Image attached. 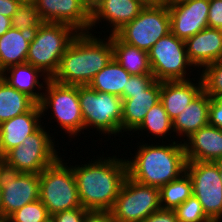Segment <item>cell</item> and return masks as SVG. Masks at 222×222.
<instances>
[{
  "label": "cell",
  "mask_w": 222,
  "mask_h": 222,
  "mask_svg": "<svg viewBox=\"0 0 222 222\" xmlns=\"http://www.w3.org/2000/svg\"><path fill=\"white\" fill-rule=\"evenodd\" d=\"M72 169L81 206L87 210H111L127 177L126 159L102 156Z\"/></svg>",
  "instance_id": "6da1fadb"
},
{
  "label": "cell",
  "mask_w": 222,
  "mask_h": 222,
  "mask_svg": "<svg viewBox=\"0 0 222 222\" xmlns=\"http://www.w3.org/2000/svg\"><path fill=\"white\" fill-rule=\"evenodd\" d=\"M112 58L110 37L100 39L90 32L79 33L61 57L58 70L51 79L63 85H88Z\"/></svg>",
  "instance_id": "7a4b0ae2"
},
{
  "label": "cell",
  "mask_w": 222,
  "mask_h": 222,
  "mask_svg": "<svg viewBox=\"0 0 222 222\" xmlns=\"http://www.w3.org/2000/svg\"><path fill=\"white\" fill-rule=\"evenodd\" d=\"M141 144L134 157L126 159L127 176L147 186L161 188L186 172V154L182 141L167 145ZM133 158V159H132Z\"/></svg>",
  "instance_id": "3957f363"
},
{
  "label": "cell",
  "mask_w": 222,
  "mask_h": 222,
  "mask_svg": "<svg viewBox=\"0 0 222 222\" xmlns=\"http://www.w3.org/2000/svg\"><path fill=\"white\" fill-rule=\"evenodd\" d=\"M78 34L69 25L43 22L31 36L26 63L39 68L51 79L58 70L61 57Z\"/></svg>",
  "instance_id": "277c9868"
},
{
  "label": "cell",
  "mask_w": 222,
  "mask_h": 222,
  "mask_svg": "<svg viewBox=\"0 0 222 222\" xmlns=\"http://www.w3.org/2000/svg\"><path fill=\"white\" fill-rule=\"evenodd\" d=\"M62 157L40 173L39 200L47 208L50 216L82 207L72 166L63 163Z\"/></svg>",
  "instance_id": "5b68a950"
},
{
  "label": "cell",
  "mask_w": 222,
  "mask_h": 222,
  "mask_svg": "<svg viewBox=\"0 0 222 222\" xmlns=\"http://www.w3.org/2000/svg\"><path fill=\"white\" fill-rule=\"evenodd\" d=\"M78 96L85 130L91 127L108 136L123 133L119 96L96 91L88 85L78 86Z\"/></svg>",
  "instance_id": "8992f818"
},
{
  "label": "cell",
  "mask_w": 222,
  "mask_h": 222,
  "mask_svg": "<svg viewBox=\"0 0 222 222\" xmlns=\"http://www.w3.org/2000/svg\"><path fill=\"white\" fill-rule=\"evenodd\" d=\"M45 91L39 103L42 115L52 109L53 118L69 135L74 136L84 130V122L79 104L78 86L59 84L52 79L46 81Z\"/></svg>",
  "instance_id": "52a82bcc"
},
{
  "label": "cell",
  "mask_w": 222,
  "mask_h": 222,
  "mask_svg": "<svg viewBox=\"0 0 222 222\" xmlns=\"http://www.w3.org/2000/svg\"><path fill=\"white\" fill-rule=\"evenodd\" d=\"M170 32L169 9L162 3L144 7L138 16L115 34L123 42L148 52L160 38Z\"/></svg>",
  "instance_id": "ba28073f"
},
{
  "label": "cell",
  "mask_w": 222,
  "mask_h": 222,
  "mask_svg": "<svg viewBox=\"0 0 222 222\" xmlns=\"http://www.w3.org/2000/svg\"><path fill=\"white\" fill-rule=\"evenodd\" d=\"M160 209V189L127 176L111 213L115 222H142Z\"/></svg>",
  "instance_id": "9c48e42d"
},
{
  "label": "cell",
  "mask_w": 222,
  "mask_h": 222,
  "mask_svg": "<svg viewBox=\"0 0 222 222\" xmlns=\"http://www.w3.org/2000/svg\"><path fill=\"white\" fill-rule=\"evenodd\" d=\"M152 74L157 81H185L186 74L193 67L186 53L184 40L172 32L160 38L148 51ZM188 69V70H187Z\"/></svg>",
  "instance_id": "30bf717a"
},
{
  "label": "cell",
  "mask_w": 222,
  "mask_h": 222,
  "mask_svg": "<svg viewBox=\"0 0 222 222\" xmlns=\"http://www.w3.org/2000/svg\"><path fill=\"white\" fill-rule=\"evenodd\" d=\"M45 127L41 126L28 136L22 144L5 154V161L22 173L40 174L59 157L52 139Z\"/></svg>",
  "instance_id": "8fae6325"
},
{
  "label": "cell",
  "mask_w": 222,
  "mask_h": 222,
  "mask_svg": "<svg viewBox=\"0 0 222 222\" xmlns=\"http://www.w3.org/2000/svg\"><path fill=\"white\" fill-rule=\"evenodd\" d=\"M186 172L192 181V192L212 222L222 219V182L218 161H187Z\"/></svg>",
  "instance_id": "7c38bea8"
},
{
  "label": "cell",
  "mask_w": 222,
  "mask_h": 222,
  "mask_svg": "<svg viewBox=\"0 0 222 222\" xmlns=\"http://www.w3.org/2000/svg\"><path fill=\"white\" fill-rule=\"evenodd\" d=\"M3 216L8 218L40 197V174L22 173L6 161L0 164Z\"/></svg>",
  "instance_id": "4fadbf2b"
},
{
  "label": "cell",
  "mask_w": 222,
  "mask_h": 222,
  "mask_svg": "<svg viewBox=\"0 0 222 222\" xmlns=\"http://www.w3.org/2000/svg\"><path fill=\"white\" fill-rule=\"evenodd\" d=\"M34 5L43 22L66 24L79 33L90 30L91 11L81 0H35Z\"/></svg>",
  "instance_id": "5bb4252c"
},
{
  "label": "cell",
  "mask_w": 222,
  "mask_h": 222,
  "mask_svg": "<svg viewBox=\"0 0 222 222\" xmlns=\"http://www.w3.org/2000/svg\"><path fill=\"white\" fill-rule=\"evenodd\" d=\"M171 32L181 40H187L208 28L209 0H189L167 5Z\"/></svg>",
  "instance_id": "9a60e30c"
},
{
  "label": "cell",
  "mask_w": 222,
  "mask_h": 222,
  "mask_svg": "<svg viewBox=\"0 0 222 222\" xmlns=\"http://www.w3.org/2000/svg\"><path fill=\"white\" fill-rule=\"evenodd\" d=\"M144 7L137 0H100L91 10L89 32L92 27L94 28L96 24L105 20L112 27L109 35L115 34L138 16Z\"/></svg>",
  "instance_id": "2e32d148"
},
{
  "label": "cell",
  "mask_w": 222,
  "mask_h": 222,
  "mask_svg": "<svg viewBox=\"0 0 222 222\" xmlns=\"http://www.w3.org/2000/svg\"><path fill=\"white\" fill-rule=\"evenodd\" d=\"M185 42L187 58L193 67L201 69L222 60V32L216 28H205Z\"/></svg>",
  "instance_id": "e0dca14e"
},
{
  "label": "cell",
  "mask_w": 222,
  "mask_h": 222,
  "mask_svg": "<svg viewBox=\"0 0 222 222\" xmlns=\"http://www.w3.org/2000/svg\"><path fill=\"white\" fill-rule=\"evenodd\" d=\"M187 161L222 160V129L207 125L182 140Z\"/></svg>",
  "instance_id": "ac0fdd59"
},
{
  "label": "cell",
  "mask_w": 222,
  "mask_h": 222,
  "mask_svg": "<svg viewBox=\"0 0 222 222\" xmlns=\"http://www.w3.org/2000/svg\"><path fill=\"white\" fill-rule=\"evenodd\" d=\"M42 112L35 104L28 112L20 114L0 124V141L4 154L23 143V141L41 126Z\"/></svg>",
  "instance_id": "d6986e66"
},
{
  "label": "cell",
  "mask_w": 222,
  "mask_h": 222,
  "mask_svg": "<svg viewBox=\"0 0 222 222\" xmlns=\"http://www.w3.org/2000/svg\"><path fill=\"white\" fill-rule=\"evenodd\" d=\"M197 81L198 83H193L190 80L161 82L160 102L172 121L203 90L201 77Z\"/></svg>",
  "instance_id": "ffe728a7"
},
{
  "label": "cell",
  "mask_w": 222,
  "mask_h": 222,
  "mask_svg": "<svg viewBox=\"0 0 222 222\" xmlns=\"http://www.w3.org/2000/svg\"><path fill=\"white\" fill-rule=\"evenodd\" d=\"M161 82L155 81L143 93L122 99V131H134L144 120L147 112L160 102Z\"/></svg>",
  "instance_id": "44dd1931"
},
{
  "label": "cell",
  "mask_w": 222,
  "mask_h": 222,
  "mask_svg": "<svg viewBox=\"0 0 222 222\" xmlns=\"http://www.w3.org/2000/svg\"><path fill=\"white\" fill-rule=\"evenodd\" d=\"M211 97L202 90L182 113L172 121L177 136L189 138L200 128L209 124V107Z\"/></svg>",
  "instance_id": "7402d4cb"
},
{
  "label": "cell",
  "mask_w": 222,
  "mask_h": 222,
  "mask_svg": "<svg viewBox=\"0 0 222 222\" xmlns=\"http://www.w3.org/2000/svg\"><path fill=\"white\" fill-rule=\"evenodd\" d=\"M43 77V82L49 79L39 68H36L28 63L13 65L3 71L2 78L11 86L20 92L27 94L37 104L43 97V92H39L44 87V83H40L38 79ZM38 87V88H37ZM39 89L37 92L36 89ZM36 90V91H35Z\"/></svg>",
  "instance_id": "603a6c76"
},
{
  "label": "cell",
  "mask_w": 222,
  "mask_h": 222,
  "mask_svg": "<svg viewBox=\"0 0 222 222\" xmlns=\"http://www.w3.org/2000/svg\"><path fill=\"white\" fill-rule=\"evenodd\" d=\"M31 36L13 27L0 36V66L3 71L10 66L26 63Z\"/></svg>",
  "instance_id": "cb8c5ba5"
},
{
  "label": "cell",
  "mask_w": 222,
  "mask_h": 222,
  "mask_svg": "<svg viewBox=\"0 0 222 222\" xmlns=\"http://www.w3.org/2000/svg\"><path fill=\"white\" fill-rule=\"evenodd\" d=\"M113 58L130 74H152L148 52L123 42L116 34H111Z\"/></svg>",
  "instance_id": "d4e9b609"
},
{
  "label": "cell",
  "mask_w": 222,
  "mask_h": 222,
  "mask_svg": "<svg viewBox=\"0 0 222 222\" xmlns=\"http://www.w3.org/2000/svg\"><path fill=\"white\" fill-rule=\"evenodd\" d=\"M131 75L114 59L99 71L88 86L96 91L114 94L123 99V89Z\"/></svg>",
  "instance_id": "484cf974"
},
{
  "label": "cell",
  "mask_w": 222,
  "mask_h": 222,
  "mask_svg": "<svg viewBox=\"0 0 222 222\" xmlns=\"http://www.w3.org/2000/svg\"><path fill=\"white\" fill-rule=\"evenodd\" d=\"M36 102L0 78V124L28 112Z\"/></svg>",
  "instance_id": "4316f807"
},
{
  "label": "cell",
  "mask_w": 222,
  "mask_h": 222,
  "mask_svg": "<svg viewBox=\"0 0 222 222\" xmlns=\"http://www.w3.org/2000/svg\"><path fill=\"white\" fill-rule=\"evenodd\" d=\"M192 194V181L188 173L185 172L160 188L161 209L174 210Z\"/></svg>",
  "instance_id": "83f0119b"
},
{
  "label": "cell",
  "mask_w": 222,
  "mask_h": 222,
  "mask_svg": "<svg viewBox=\"0 0 222 222\" xmlns=\"http://www.w3.org/2000/svg\"><path fill=\"white\" fill-rule=\"evenodd\" d=\"M148 131L153 136H156L160 139H164L168 133L171 134L173 131L172 120L169 118V115L165 111L161 102H158L154 105L145 115L142 123L133 131ZM171 131V132H170Z\"/></svg>",
  "instance_id": "f1b7e54d"
},
{
  "label": "cell",
  "mask_w": 222,
  "mask_h": 222,
  "mask_svg": "<svg viewBox=\"0 0 222 222\" xmlns=\"http://www.w3.org/2000/svg\"><path fill=\"white\" fill-rule=\"evenodd\" d=\"M43 23L39 13L32 3H21L11 17V26L21 32L33 34Z\"/></svg>",
  "instance_id": "f546056e"
},
{
  "label": "cell",
  "mask_w": 222,
  "mask_h": 222,
  "mask_svg": "<svg viewBox=\"0 0 222 222\" xmlns=\"http://www.w3.org/2000/svg\"><path fill=\"white\" fill-rule=\"evenodd\" d=\"M205 69V70H204ZM203 90L211 98L222 97V60L206 65L200 74Z\"/></svg>",
  "instance_id": "4dcf8cb0"
},
{
  "label": "cell",
  "mask_w": 222,
  "mask_h": 222,
  "mask_svg": "<svg viewBox=\"0 0 222 222\" xmlns=\"http://www.w3.org/2000/svg\"><path fill=\"white\" fill-rule=\"evenodd\" d=\"M49 218L51 216L47 208L39 199L24 205L8 217L9 222H46Z\"/></svg>",
  "instance_id": "1f68e13d"
},
{
  "label": "cell",
  "mask_w": 222,
  "mask_h": 222,
  "mask_svg": "<svg viewBox=\"0 0 222 222\" xmlns=\"http://www.w3.org/2000/svg\"><path fill=\"white\" fill-rule=\"evenodd\" d=\"M178 222H212L205 214L201 203L193 194L174 209Z\"/></svg>",
  "instance_id": "d6a6232c"
},
{
  "label": "cell",
  "mask_w": 222,
  "mask_h": 222,
  "mask_svg": "<svg viewBox=\"0 0 222 222\" xmlns=\"http://www.w3.org/2000/svg\"><path fill=\"white\" fill-rule=\"evenodd\" d=\"M155 81L153 74L131 75L123 89V98H132V94L143 93Z\"/></svg>",
  "instance_id": "836d02e7"
},
{
  "label": "cell",
  "mask_w": 222,
  "mask_h": 222,
  "mask_svg": "<svg viewBox=\"0 0 222 222\" xmlns=\"http://www.w3.org/2000/svg\"><path fill=\"white\" fill-rule=\"evenodd\" d=\"M87 209L83 207L61 211L51 216L54 222H83Z\"/></svg>",
  "instance_id": "e575fe53"
},
{
  "label": "cell",
  "mask_w": 222,
  "mask_h": 222,
  "mask_svg": "<svg viewBox=\"0 0 222 222\" xmlns=\"http://www.w3.org/2000/svg\"><path fill=\"white\" fill-rule=\"evenodd\" d=\"M208 27L222 28V0H209Z\"/></svg>",
  "instance_id": "d590c367"
},
{
  "label": "cell",
  "mask_w": 222,
  "mask_h": 222,
  "mask_svg": "<svg viewBox=\"0 0 222 222\" xmlns=\"http://www.w3.org/2000/svg\"><path fill=\"white\" fill-rule=\"evenodd\" d=\"M209 125L222 129V97L211 98L209 107Z\"/></svg>",
  "instance_id": "8d00e7d4"
},
{
  "label": "cell",
  "mask_w": 222,
  "mask_h": 222,
  "mask_svg": "<svg viewBox=\"0 0 222 222\" xmlns=\"http://www.w3.org/2000/svg\"><path fill=\"white\" fill-rule=\"evenodd\" d=\"M83 222H115L111 210H87Z\"/></svg>",
  "instance_id": "74e56055"
},
{
  "label": "cell",
  "mask_w": 222,
  "mask_h": 222,
  "mask_svg": "<svg viewBox=\"0 0 222 222\" xmlns=\"http://www.w3.org/2000/svg\"><path fill=\"white\" fill-rule=\"evenodd\" d=\"M142 222H178L174 210L160 209Z\"/></svg>",
  "instance_id": "f35d334b"
},
{
  "label": "cell",
  "mask_w": 222,
  "mask_h": 222,
  "mask_svg": "<svg viewBox=\"0 0 222 222\" xmlns=\"http://www.w3.org/2000/svg\"><path fill=\"white\" fill-rule=\"evenodd\" d=\"M20 4L18 0H0V14L11 18Z\"/></svg>",
  "instance_id": "ab89813d"
},
{
  "label": "cell",
  "mask_w": 222,
  "mask_h": 222,
  "mask_svg": "<svg viewBox=\"0 0 222 222\" xmlns=\"http://www.w3.org/2000/svg\"><path fill=\"white\" fill-rule=\"evenodd\" d=\"M11 18L0 14V36L11 28Z\"/></svg>",
  "instance_id": "60d3db41"
},
{
  "label": "cell",
  "mask_w": 222,
  "mask_h": 222,
  "mask_svg": "<svg viewBox=\"0 0 222 222\" xmlns=\"http://www.w3.org/2000/svg\"><path fill=\"white\" fill-rule=\"evenodd\" d=\"M140 2L143 6H156L164 3V0H137Z\"/></svg>",
  "instance_id": "b9f144b4"
},
{
  "label": "cell",
  "mask_w": 222,
  "mask_h": 222,
  "mask_svg": "<svg viewBox=\"0 0 222 222\" xmlns=\"http://www.w3.org/2000/svg\"><path fill=\"white\" fill-rule=\"evenodd\" d=\"M85 6L91 11L100 0H81Z\"/></svg>",
  "instance_id": "7bdbcfd3"
},
{
  "label": "cell",
  "mask_w": 222,
  "mask_h": 222,
  "mask_svg": "<svg viewBox=\"0 0 222 222\" xmlns=\"http://www.w3.org/2000/svg\"><path fill=\"white\" fill-rule=\"evenodd\" d=\"M186 1H189V0H164V3L166 5H176V4L186 2Z\"/></svg>",
  "instance_id": "ee69618b"
},
{
  "label": "cell",
  "mask_w": 222,
  "mask_h": 222,
  "mask_svg": "<svg viewBox=\"0 0 222 222\" xmlns=\"http://www.w3.org/2000/svg\"><path fill=\"white\" fill-rule=\"evenodd\" d=\"M4 161H5V154L2 151L1 141H0V164L3 163Z\"/></svg>",
  "instance_id": "f6af8a7d"
},
{
  "label": "cell",
  "mask_w": 222,
  "mask_h": 222,
  "mask_svg": "<svg viewBox=\"0 0 222 222\" xmlns=\"http://www.w3.org/2000/svg\"><path fill=\"white\" fill-rule=\"evenodd\" d=\"M218 169L220 174V181L222 182V160L218 161Z\"/></svg>",
  "instance_id": "bcb514c9"
},
{
  "label": "cell",
  "mask_w": 222,
  "mask_h": 222,
  "mask_svg": "<svg viewBox=\"0 0 222 222\" xmlns=\"http://www.w3.org/2000/svg\"><path fill=\"white\" fill-rule=\"evenodd\" d=\"M4 217L3 216V210H2V192L0 189V218Z\"/></svg>",
  "instance_id": "7dc6e473"
},
{
  "label": "cell",
  "mask_w": 222,
  "mask_h": 222,
  "mask_svg": "<svg viewBox=\"0 0 222 222\" xmlns=\"http://www.w3.org/2000/svg\"><path fill=\"white\" fill-rule=\"evenodd\" d=\"M20 3H32L34 4L35 0H18Z\"/></svg>",
  "instance_id": "c3c4849f"
},
{
  "label": "cell",
  "mask_w": 222,
  "mask_h": 222,
  "mask_svg": "<svg viewBox=\"0 0 222 222\" xmlns=\"http://www.w3.org/2000/svg\"><path fill=\"white\" fill-rule=\"evenodd\" d=\"M0 222H9V219L6 217L0 218Z\"/></svg>",
  "instance_id": "681fc988"
},
{
  "label": "cell",
  "mask_w": 222,
  "mask_h": 222,
  "mask_svg": "<svg viewBox=\"0 0 222 222\" xmlns=\"http://www.w3.org/2000/svg\"><path fill=\"white\" fill-rule=\"evenodd\" d=\"M2 75H3V70L1 69V66H0V78H2Z\"/></svg>",
  "instance_id": "f907efd6"
},
{
  "label": "cell",
  "mask_w": 222,
  "mask_h": 222,
  "mask_svg": "<svg viewBox=\"0 0 222 222\" xmlns=\"http://www.w3.org/2000/svg\"><path fill=\"white\" fill-rule=\"evenodd\" d=\"M46 222H54L52 218H49Z\"/></svg>",
  "instance_id": "816d5d0a"
}]
</instances>
